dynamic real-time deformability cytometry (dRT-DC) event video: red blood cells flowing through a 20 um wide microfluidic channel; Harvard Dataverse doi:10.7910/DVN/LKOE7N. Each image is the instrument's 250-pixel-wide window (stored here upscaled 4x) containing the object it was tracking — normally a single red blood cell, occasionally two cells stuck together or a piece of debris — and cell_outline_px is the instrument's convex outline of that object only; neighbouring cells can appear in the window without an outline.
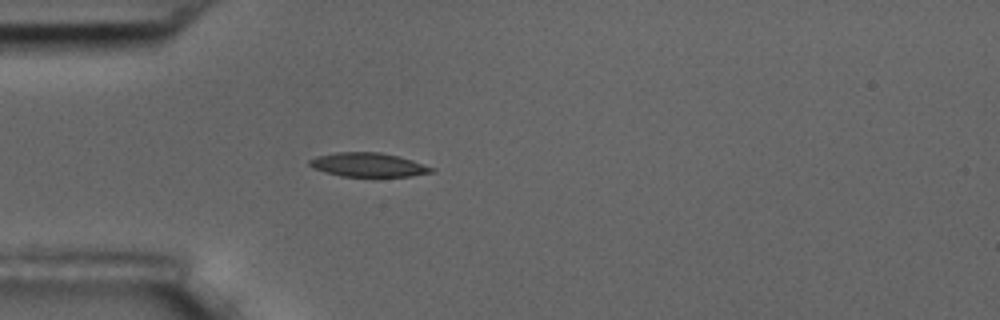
{"species": "common noctule bat (a hibernating species)", "species_latin": "Nyctalus noctula", "temperature_condition": "room temperature", "stored_images_in_passage": 1, "camera_frame_rate_fps": 3000, "um_per_image_px": 0.085, "animal": {"sex": "male", "body_mass_g": 17.5, "forearm_length_mm": 52.3}, "frame": {"image": 1, "passage_image": 1, "time_ms": 0.0, "image_size_px": [1000, 320], "cell_outline_px": [[436, 172], [408, 176], [340, 176], [324, 172], [312, 168], [308, 164], [308, 160], [316, 156], [336, 152], [380, 152], [412, 160], [436, 168]], "centroid_in_image_um": [31.28, 14.01], "position_along_channel_um": 53.7, "area_um2": 17.11}}